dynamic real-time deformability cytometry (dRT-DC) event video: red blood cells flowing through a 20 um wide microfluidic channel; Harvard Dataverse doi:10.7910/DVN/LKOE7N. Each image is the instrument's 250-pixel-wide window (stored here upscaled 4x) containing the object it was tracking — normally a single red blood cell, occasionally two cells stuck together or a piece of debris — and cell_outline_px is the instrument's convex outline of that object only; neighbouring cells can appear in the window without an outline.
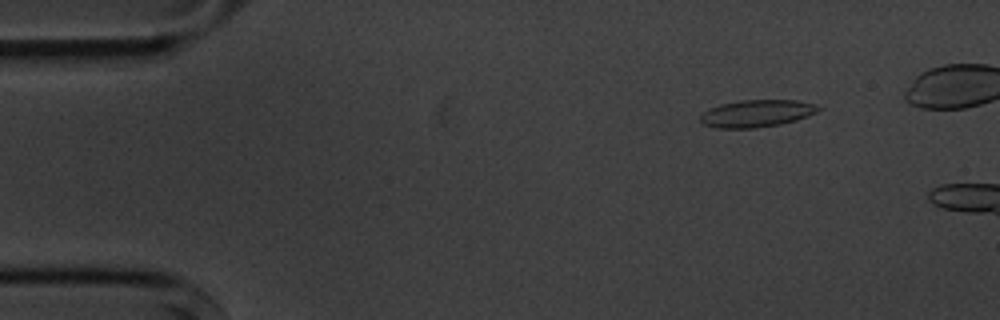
{"species": "common noctule bat (a hibernating species)", "species_latin": "Nyctalus noctula", "temperature_condition": "cold", "stored_images_in_passage": 4, "camera_frame_rate_fps": 3000, "um_per_image_px": 0.085, "animal": {"sex": "male", "body_mass_g": 20.1, "forearm_length_mm": 53.5}, "frame": {"image": 1, "passage_image": 2, "time_ms": 1.333, "image_size_px": [1000, 320], "cell_outline_px": [[824, 108], [808, 116], [796, 120], [780, 124], [756, 128], [716, 128], [704, 124], [700, 120], [700, 116], [704, 112], [720, 104], [740, 100], [796, 100], [816, 104]], "centroid_in_image_um": [64.36, 9.64], "position_along_channel_um": 20.6, "area_um2": 18.73}}